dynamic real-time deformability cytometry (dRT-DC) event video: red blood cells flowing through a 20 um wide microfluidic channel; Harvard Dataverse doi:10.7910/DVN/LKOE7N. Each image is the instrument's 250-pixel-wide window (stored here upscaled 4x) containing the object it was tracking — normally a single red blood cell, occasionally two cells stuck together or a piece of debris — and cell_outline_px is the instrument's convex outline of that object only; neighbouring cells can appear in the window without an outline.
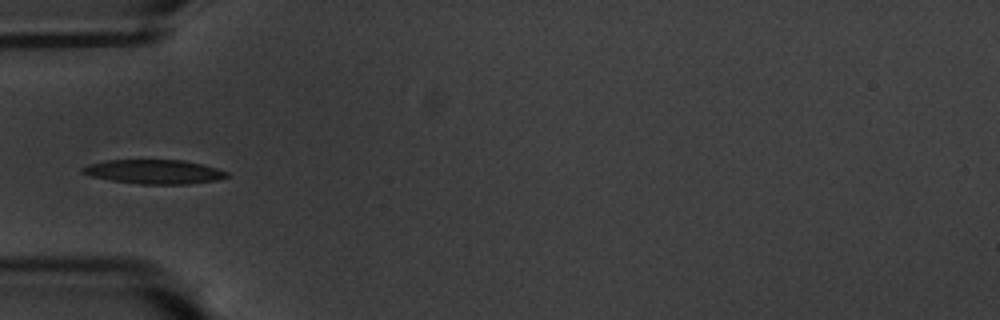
{"species": "common noctule bat (a hibernating species)", "species_latin": "Nyctalus noctula", "temperature_condition": "warm", "stored_images_in_passage": 2, "camera_frame_rate_fps": 3000, "um_per_image_px": 0.085, "animal": {"sex": "male", "body_mass_g": 20.1, "forearm_length_mm": 53.5}, "frame": {"image": 1, "passage_image": 1, "time_ms": 0.0, "image_size_px": [1000, 320], "cell_outline_px": [[228, 176], [216, 180], [188, 184], [140, 184], [112, 180], [92, 176], [80, 172], [80, 168], [88, 164], [108, 160], [184, 160], [216, 168], [228, 172]], "centroid_in_image_um": [13.07, 14.59], "position_along_channel_um": 71.9, "area_um2": 20.17}}